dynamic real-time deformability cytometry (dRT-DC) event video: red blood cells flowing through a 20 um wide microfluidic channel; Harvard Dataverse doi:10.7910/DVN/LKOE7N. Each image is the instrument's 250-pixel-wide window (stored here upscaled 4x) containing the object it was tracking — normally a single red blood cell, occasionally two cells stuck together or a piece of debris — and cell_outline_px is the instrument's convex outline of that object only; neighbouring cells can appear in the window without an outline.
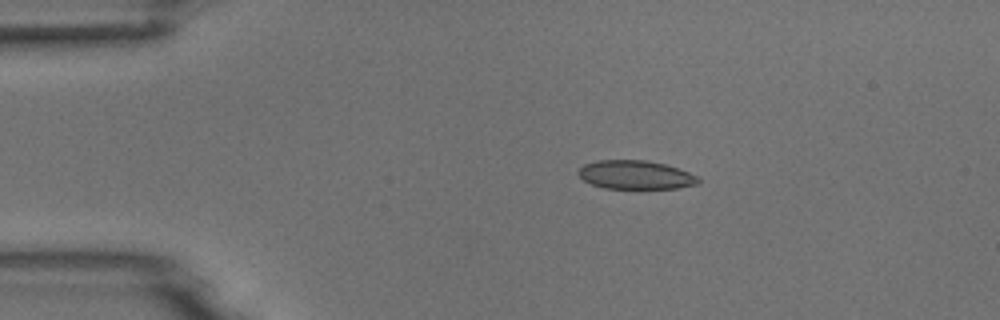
{"species": "common noctule bat (a hibernating species)", "species_latin": "Nyctalus noctula", "temperature_condition": "room temperature", "stored_images_in_passage": 4, "camera_frame_rate_fps": 3000, "um_per_image_px": 0.085, "animal": {"sex": "male", "body_mass_g": 18.8}, "frame": {"image": 1, "passage_image": 1, "time_ms": 0.0, "image_size_px": [1000, 320], "cell_outline_px": [[700, 184], [680, 188], [604, 188], [592, 184], [584, 180], [576, 172], [584, 164], [596, 160], [644, 160], [664, 164], [700, 176]], "centroid_in_image_um": [54.04, 14.86], "position_along_channel_um": 31.0, "area_um2": 20.06}}
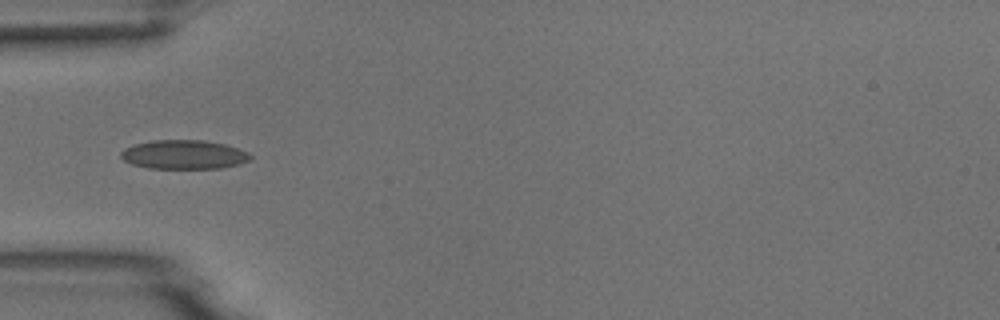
{"frame": {"image": 2, "passage_image": 3, "time_ms": 2.333, "image_size_px": [1000, 320], "cell_outline_px": [[252, 156], [248, 160], [240, 164], [220, 168], [148, 168], [132, 164], [124, 160], [120, 156], [120, 152], [124, 148], [136, 144], [152, 140], [204, 140], [224, 144], [248, 152]], "centroid_in_image_um": [15.61, 13.14], "position_along_channel_um": 69.4, "area_um2": 21.79}}